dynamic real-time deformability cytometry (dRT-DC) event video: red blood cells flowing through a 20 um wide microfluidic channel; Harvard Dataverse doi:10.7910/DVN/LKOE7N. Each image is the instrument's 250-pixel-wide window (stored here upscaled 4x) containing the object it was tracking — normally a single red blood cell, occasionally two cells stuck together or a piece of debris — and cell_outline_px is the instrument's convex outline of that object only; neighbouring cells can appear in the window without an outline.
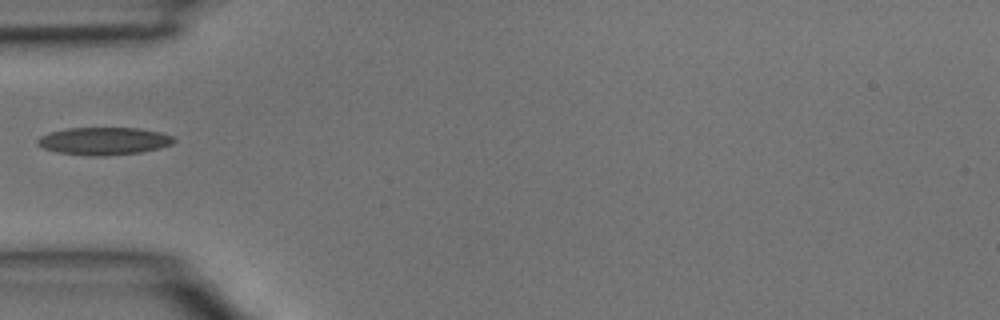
{"species": "common noctule bat (a hibernating species)", "species_latin": "Nyctalus noctula", "temperature_condition": "room temperature", "stored_images_in_passage": 3, "camera_frame_rate_fps": 3000, "um_per_image_px": 0.085, "animal": {"sex": "male", "body_mass_g": 15.6}, "frame": {"image": 1, "passage_image": 3, "time_ms": 0.667, "image_size_px": [1000, 320], "cell_outline_px": [[176, 140], [172, 144], [160, 148], [140, 152], [104, 156], [92, 156], [56, 152], [44, 148], [36, 144], [36, 140], [40, 136], [64, 128], [140, 128], [160, 132], [172, 136]], "centroid_in_image_um": [8.82, 11.99], "position_along_channel_um": 76.2, "area_um2": 21.96}}